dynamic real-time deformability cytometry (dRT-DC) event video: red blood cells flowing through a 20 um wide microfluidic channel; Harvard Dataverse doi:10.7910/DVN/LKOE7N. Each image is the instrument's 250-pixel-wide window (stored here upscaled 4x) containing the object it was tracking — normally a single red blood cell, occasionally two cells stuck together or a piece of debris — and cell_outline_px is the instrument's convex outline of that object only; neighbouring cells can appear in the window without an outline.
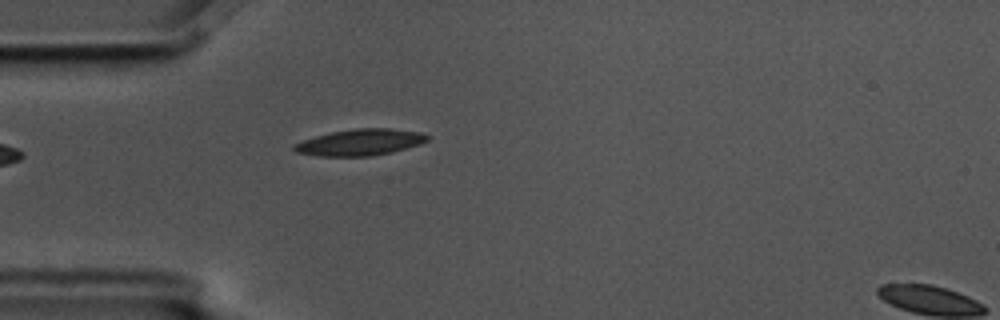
{"species": "common noctule bat (a hibernating species)", "species_latin": "Nyctalus noctula", "temperature_condition": "cold", "stored_images_in_passage": 4, "camera_frame_rate_fps": 3000, "um_per_image_px": 0.085, "animal": {"sex": "male", "body_mass_g": 17.5, "forearm_length_mm": 52.3}, "frame": {"image": 1, "passage_image": 4, "time_ms": 1.0, "image_size_px": [1000, 320], "cell_outline_px": [[428, 140], [420, 144], [392, 152], [372, 156], [320, 156], [296, 152], [292, 148], [292, 144], [316, 136], [332, 132], [356, 128], [388, 128], [420, 132], [428, 136]], "centroid_in_image_um": [30.6, 12.1], "position_along_channel_um": 54.4, "area_um2": 20.35}}